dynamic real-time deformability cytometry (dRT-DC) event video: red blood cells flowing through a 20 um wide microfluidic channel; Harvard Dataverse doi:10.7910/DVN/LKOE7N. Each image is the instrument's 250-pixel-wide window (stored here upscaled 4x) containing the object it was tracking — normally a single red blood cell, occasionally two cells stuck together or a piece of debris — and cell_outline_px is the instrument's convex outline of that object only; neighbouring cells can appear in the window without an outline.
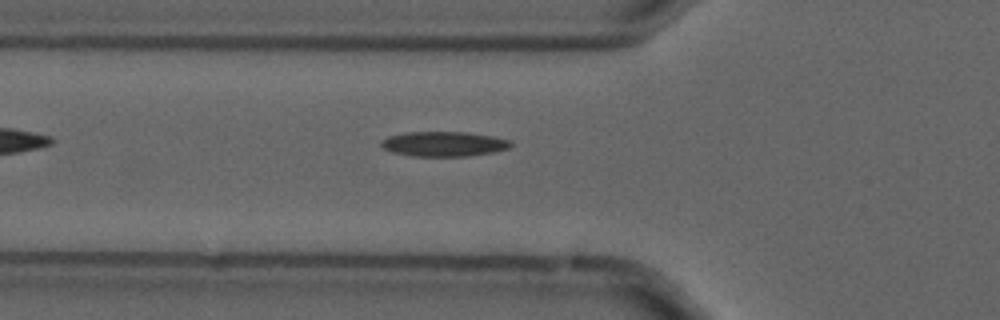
{"species": "common noctule bat (a hibernating species)", "species_latin": "Nyctalus noctula", "temperature_condition": "cold", "stored_images_in_passage": 5, "camera_frame_rate_fps": 3000, "um_per_image_px": 0.085, "animal": {"sex": "male", "forearm_length_mm": 52.5}, "frame": {"image": 1, "passage_image": 5, "time_ms": 1.333, "image_size_px": [1000, 320], "cell_outline_px": [[512, 144], [508, 148], [496, 152], [468, 156], [412, 156], [392, 152], [384, 148], [380, 144], [380, 140], [388, 136], [404, 132], [468, 132], [492, 136], [512, 140]], "centroid_in_image_um": [37.73, 12.23], "position_along_channel_um": 88.1, "area_um2": 18.96}}